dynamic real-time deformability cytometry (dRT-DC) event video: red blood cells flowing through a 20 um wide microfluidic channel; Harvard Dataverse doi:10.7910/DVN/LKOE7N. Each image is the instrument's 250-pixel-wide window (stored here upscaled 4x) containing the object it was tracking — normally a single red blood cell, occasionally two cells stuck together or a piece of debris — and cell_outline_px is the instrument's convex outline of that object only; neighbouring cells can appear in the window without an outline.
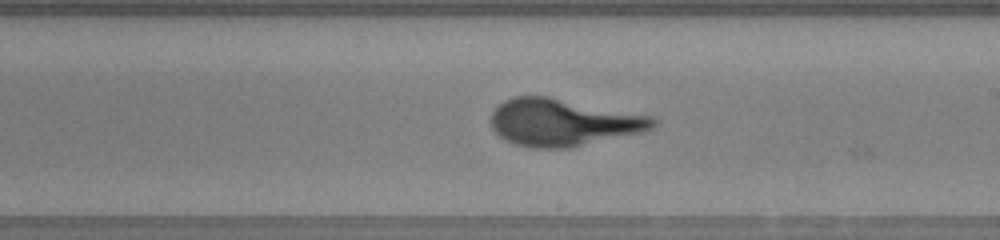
{"species": "human", "species_latin": "Homo sapiens", "temperature_condition": "warm", "stored_images_in_passage": 46, "camera_frame_rate_fps": 3000, "um_per_image_px": 0.085, "donor": {"sex": "female"}, "frame": {"image": 1, "passage_image": 25, "time_ms": 8.0, "image_size_px": [1000, 240], "cell_outline_px": [[656, 124], [648, 132], [568, 148], [532, 148], [516, 144], [504, 140], [492, 128], [492, 112], [504, 100], [516, 96], [548, 96], [652, 116], [656, 120]], "centroid_in_image_um": [47.9, 10.41], "position_along_channel_um": 241.1, "area_um2": 44.68}}
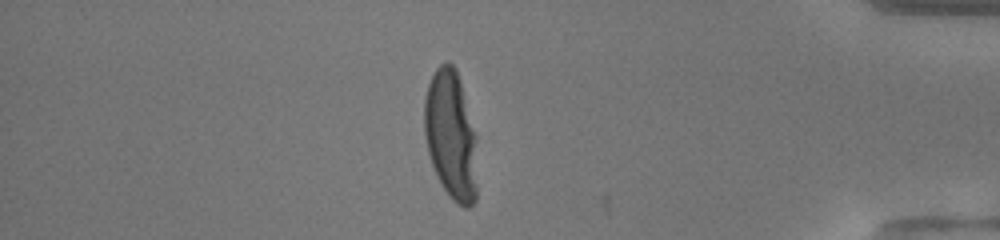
{"frame": {"image": 2, "passage_image": 39, "time_ms": 12.667, "image_size_px": [1000, 240], "cell_outline_px": [[476, 200], [468, 208], [464, 208], [456, 204], [448, 196], [436, 176], [428, 152], [424, 136], [424, 100], [428, 84], [436, 68], [444, 60], [448, 60], [456, 68], [460, 80], [476, 136]], "centroid_in_image_um": [38.32, 11.5], "position_along_channel_um": 396.9, "area_um2": 40.23}}
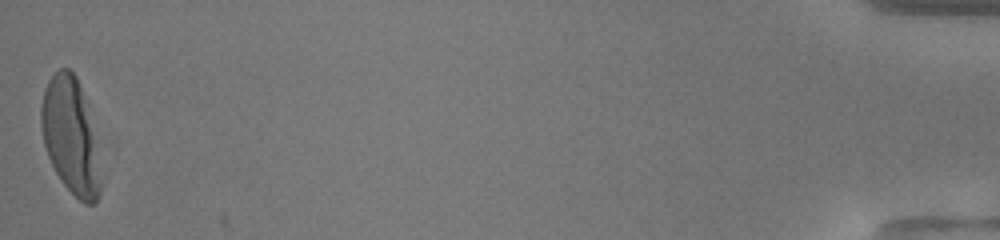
{"frame": {"image": 3, "passage_image": 46, "time_ms": 15.0, "image_size_px": [1000, 240], "cell_outline_px": [[100, 196], [92, 204], [84, 204], [60, 180], [48, 156], [44, 144], [40, 120], [40, 108], [44, 88], [48, 80], [60, 68], [68, 68], [76, 76], [80, 88], [92, 136], [100, 184]], "centroid_in_image_um": [5.91, 11.56], "position_along_channel_um": 429.3, "area_um2": 38.26}}